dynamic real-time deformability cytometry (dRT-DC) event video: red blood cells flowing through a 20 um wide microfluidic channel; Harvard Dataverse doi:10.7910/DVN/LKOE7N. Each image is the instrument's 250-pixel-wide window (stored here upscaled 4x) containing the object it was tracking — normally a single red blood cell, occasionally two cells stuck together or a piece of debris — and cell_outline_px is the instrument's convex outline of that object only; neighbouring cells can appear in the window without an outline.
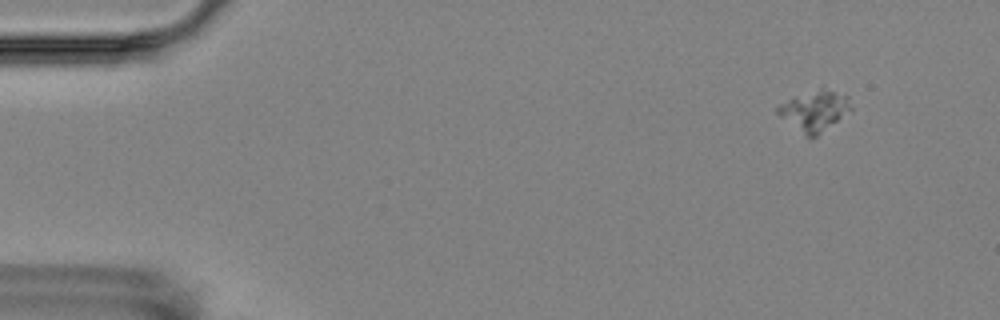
{"species": "Egyptian fruit bat (a non-hibernating species)", "species_latin": "Rousettus aegyptiacus", "temperature_condition": "room temperature", "stored_images_in_passage": 12, "camera_frame_rate_fps": 3000, "um_per_image_px": 0.085, "animal": {"sex": "female"}, "frame": {"image": 1, "passage_image": 2, "time_ms": 1.0, "image_size_px": [1000, 320], "cell_outline_px": [[852, 108], [816, 136], [808, 140], [780, 116], [776, 112], [776, 108], [780, 104], [820, 84], [848, 96]], "centroid_in_image_um": [69.22, 9.36], "position_along_channel_um": 15.8, "area_um2": 17.51}}
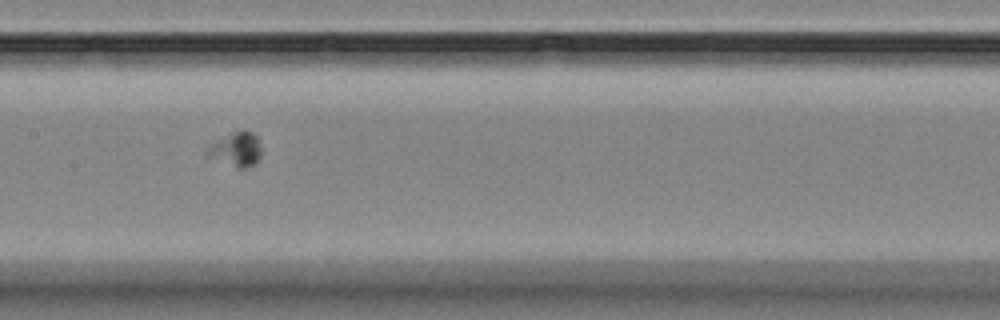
{"frame": {"image": 2, "passage_image": 9, "time_ms": 9.0, "image_size_px": [1000, 320], "cell_outline_px": [[260, 160], [256, 164], [244, 168], [236, 168], [208, 152], [208, 148], [216, 140], [232, 132], [252, 132], [260, 140]], "centroid_in_image_um": [20.19, 12.69], "position_along_channel_um": 187.2, "area_um2": 10.17}}
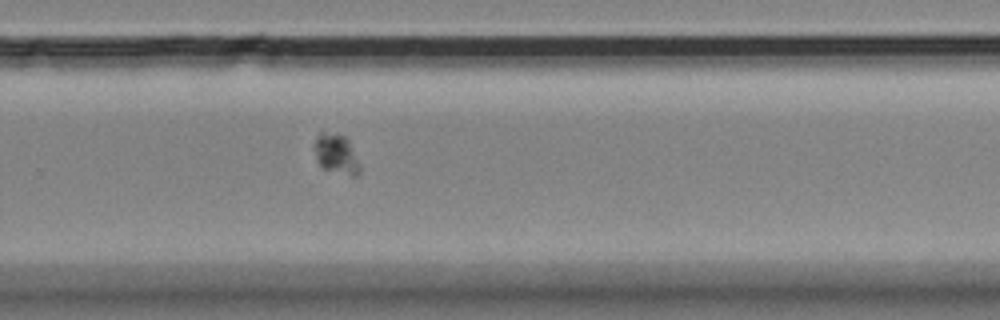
{"frame": {"image": 3, "passage_image": 12, "time_ms": 12.333, "image_size_px": [1000, 320], "cell_outline_px": [[360, 172], [356, 176], [352, 176], [324, 168], [316, 160], [312, 144], [316, 136], [320, 132], [324, 132], [344, 136], [348, 140], [360, 168]], "centroid_in_image_um": [28.52, 13.08], "position_along_channel_um": 301.3, "area_um2": 10.35}}